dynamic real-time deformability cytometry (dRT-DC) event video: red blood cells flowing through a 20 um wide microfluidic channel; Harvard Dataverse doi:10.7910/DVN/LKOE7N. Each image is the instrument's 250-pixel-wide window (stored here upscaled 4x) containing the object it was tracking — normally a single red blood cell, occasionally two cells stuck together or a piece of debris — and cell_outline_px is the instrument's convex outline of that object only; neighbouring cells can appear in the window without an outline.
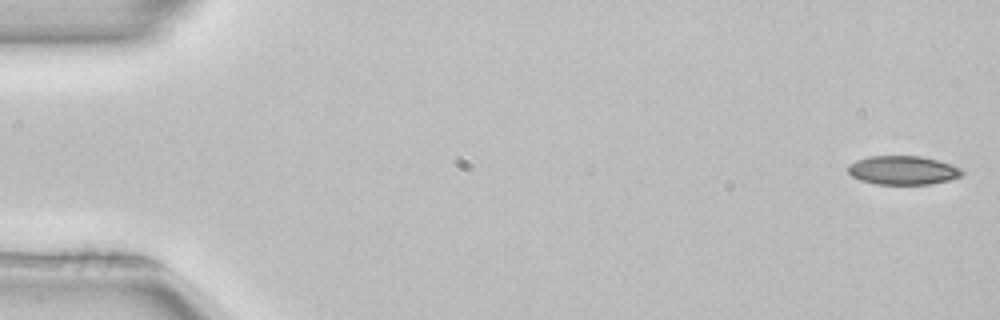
{"species": "common noctule bat (a hibernating species)", "species_latin": "Nyctalus noctula", "temperature_condition": "room temperature", "stored_images_in_passage": 52, "camera_frame_rate_fps": 3000, "um_per_image_px": 0.085, "animal": {"sex": "female", "body_mass_g": 22.7, "forearm_length_mm": 54.2}, "frame": {"image": 1, "passage_image": 1, "time_ms": 0.0, "image_size_px": [1000, 320], "cell_outline_px": [[964, 172], [960, 176], [948, 180], [928, 184], [876, 184], [860, 180], [852, 176], [848, 172], [848, 164], [856, 160], [868, 156], [920, 156], [952, 164], [960, 168]], "centroid_in_image_um": [76.71, 14.46], "position_along_channel_um": 8.3, "area_um2": 19.07}}
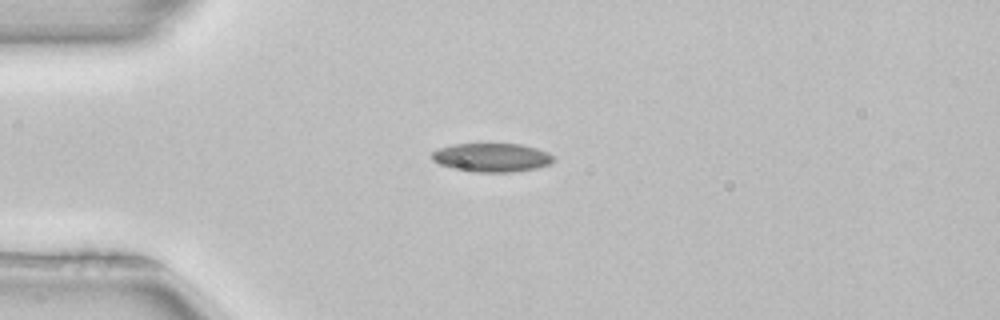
{"frame": {"image": 2, "passage_image": 13, "time_ms": 4.0, "image_size_px": [1000, 320], "cell_outline_px": [[556, 160], [552, 164], [536, 168], [512, 172], [476, 172], [452, 168], [440, 164], [432, 160], [432, 152], [440, 148], [452, 144], [520, 144], [536, 148], [548, 152]], "centroid_in_image_um": [41.83, 13.39], "position_along_channel_um": 43.2, "area_um2": 20.35}}
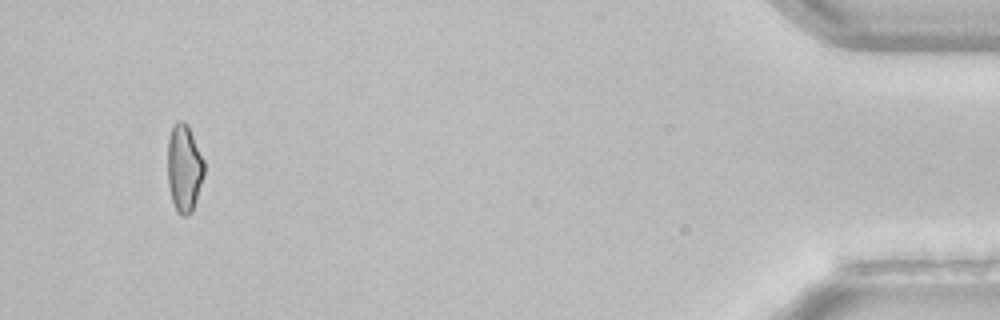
{"frame": {"image": 3, "passage_image": 49, "time_ms": 16.0, "image_size_px": [1000, 320], "cell_outline_px": [[204, 176], [192, 212], [188, 216], [180, 216], [176, 212], [172, 200], [168, 184], [168, 140], [172, 124], [176, 120], [184, 120], [188, 124], [204, 160]], "centroid_in_image_um": [15.65, 14.28], "position_along_channel_um": 419.5, "area_um2": 18.96}, "authors_computed_cell_mechanics": {"area_um2": 19.8832, "velocity_mm_per_s": 3.9698, "shape_relaxation_time_tau1_ms": 5.0507, "shape_relaxation_time_tau2_ms": null, "deformation_change_tau1": 0.1075, "deformation_change_tau2": null}}